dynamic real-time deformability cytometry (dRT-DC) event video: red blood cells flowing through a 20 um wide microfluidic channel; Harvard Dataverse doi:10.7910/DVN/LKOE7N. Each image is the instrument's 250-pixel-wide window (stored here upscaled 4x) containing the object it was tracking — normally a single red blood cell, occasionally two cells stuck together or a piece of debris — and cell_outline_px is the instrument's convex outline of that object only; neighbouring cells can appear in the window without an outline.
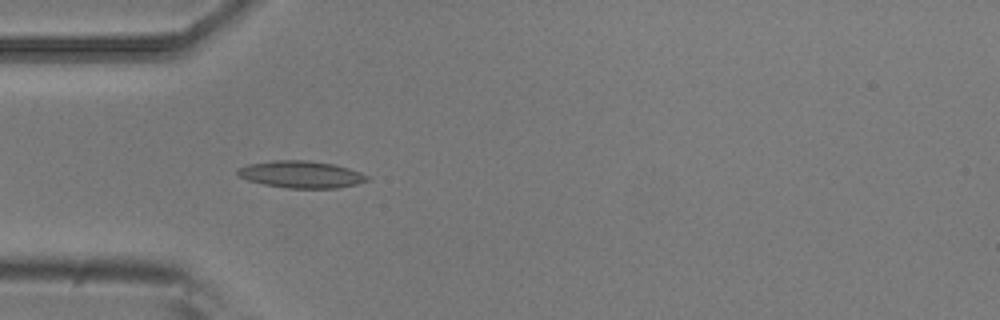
{"species": "common noctule bat (a hibernating species)", "species_latin": "Nyctalus noctula", "temperature_condition": "room temperature", "stored_images_in_passage": 4, "camera_frame_rate_fps": 3000, "um_per_image_px": 0.085, "animal": {"sex": "male", "body_mass_g": 20.5, "forearm_length_mm": 52.5}, "frame": {"image": 1, "passage_image": 4, "time_ms": 1.0, "image_size_px": [1000, 320], "cell_outline_px": [[368, 180], [356, 184], [336, 188], [288, 188], [264, 184], [248, 180], [240, 176], [236, 172], [236, 168], [248, 164], [272, 160], [308, 160], [332, 164], [348, 168], [360, 172], [368, 176]], "centroid_in_image_um": [25.56, 14.82], "position_along_channel_um": 59.4, "area_um2": 20.29}}